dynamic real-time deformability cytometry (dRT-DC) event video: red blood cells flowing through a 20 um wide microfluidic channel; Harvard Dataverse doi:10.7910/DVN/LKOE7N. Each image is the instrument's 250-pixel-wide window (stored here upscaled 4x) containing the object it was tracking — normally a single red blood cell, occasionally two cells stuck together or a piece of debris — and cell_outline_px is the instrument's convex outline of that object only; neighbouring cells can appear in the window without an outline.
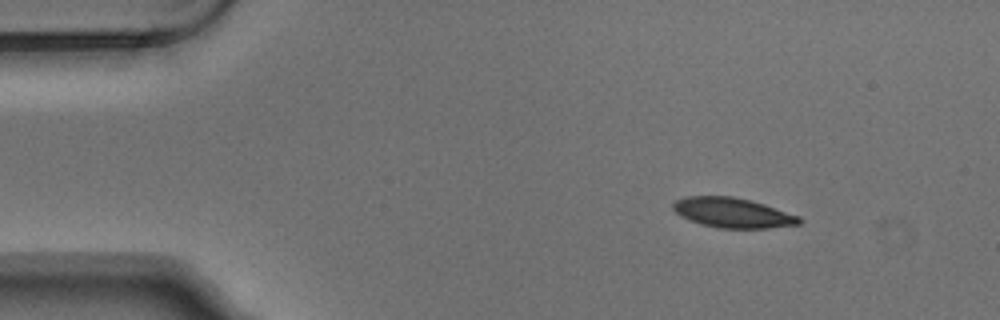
{"species": "Egyptian fruit bat (a non-hibernating species)", "species_latin": "Rousettus aegyptiacus", "temperature_condition": "warm", "stored_images_in_passage": 4, "camera_frame_rate_fps": 3000, "um_per_image_px": 0.085, "animal": {"sex": "male"}, "frame": {"image": 1, "passage_image": 1, "time_ms": 0.0, "image_size_px": [1000, 320], "cell_outline_px": [[804, 220], [800, 224], [768, 228], [716, 228], [700, 224], [680, 216], [672, 208], [672, 204], [676, 200], [688, 196], [732, 196], [752, 200], [800, 216]], "centroid_in_image_um": [62.29, 18.09], "position_along_channel_um": 22.7, "area_um2": 22.14}}
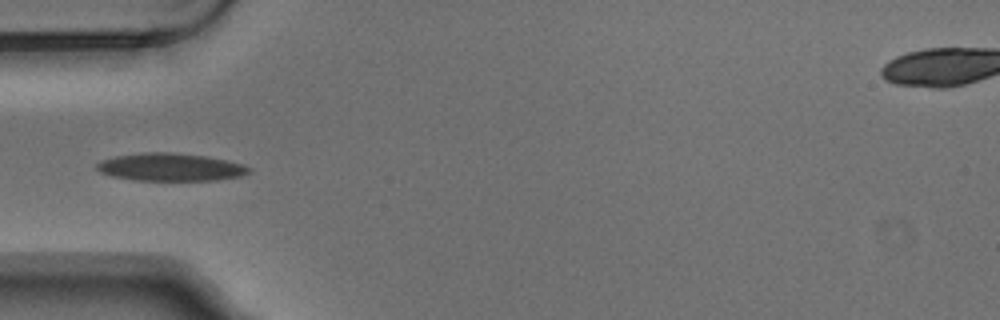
{"frame": {"image": 2, "passage_image": 4, "time_ms": 1.0, "image_size_px": [1000, 320], "cell_outline_px": [[252, 168], [248, 172], [240, 176], [216, 180], [136, 180], [112, 176], [100, 172], [96, 168], [96, 164], [100, 160], [116, 156], [144, 152], [172, 152], [204, 156], [228, 160], [244, 164]], "centroid_in_image_um": [14.48, 14.2], "position_along_channel_um": 70.5, "area_um2": 24.57}}